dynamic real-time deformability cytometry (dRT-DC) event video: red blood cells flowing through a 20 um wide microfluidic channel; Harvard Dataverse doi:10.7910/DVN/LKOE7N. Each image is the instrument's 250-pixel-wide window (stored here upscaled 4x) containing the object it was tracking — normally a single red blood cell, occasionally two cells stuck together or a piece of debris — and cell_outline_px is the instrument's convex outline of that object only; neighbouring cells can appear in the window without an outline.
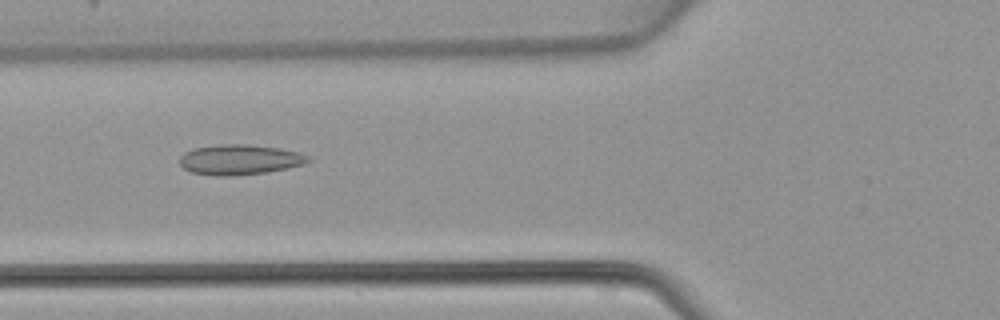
{"species": "common noctule bat (a hibernating species)", "species_latin": "Nyctalus noctula", "temperature_condition": "warm", "stored_images_in_passage": 41, "camera_frame_rate_fps": 3000, "um_per_image_px": 0.085, "animal": {"sex": "female", "body_mass_g": 22.7, "forearm_length_mm": 54.2}, "frame": {"image": 1, "passage_image": 14, "time_ms": 4.333, "image_size_px": [1000, 320], "cell_outline_px": [[312, 160], [304, 164], [268, 172], [236, 176], [216, 176], [192, 172], [184, 168], [180, 164], [180, 156], [184, 152], [192, 148], [224, 144], [244, 144], [280, 148], [300, 152], [308, 156]], "centroid_in_image_um": [20.38, 13.57], "position_along_channel_um": 105.4, "area_um2": 22.72}}
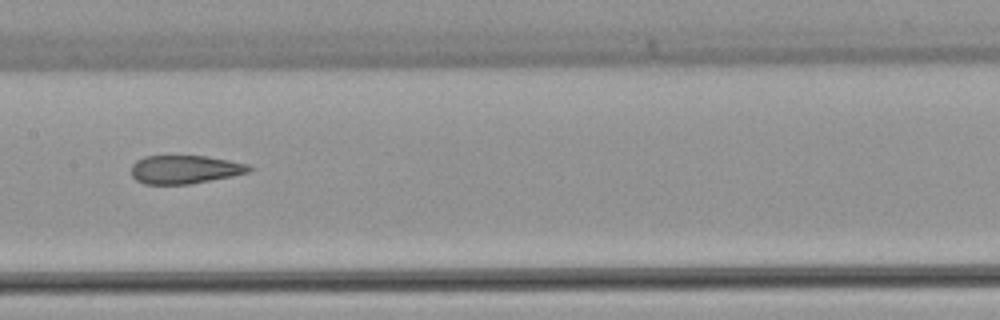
{"frame": {"image": 2, "passage_image": 20, "time_ms": 6.333, "image_size_px": [1000, 320], "cell_outline_px": [[256, 168], [248, 172], [232, 176], [188, 184], [144, 184], [136, 180], [132, 176], [132, 164], [136, 160], [144, 156], [204, 156], [228, 160], [248, 164]], "centroid_in_image_um": [15.71, 14.4], "position_along_channel_um": 191.7, "area_um2": 19.48}}
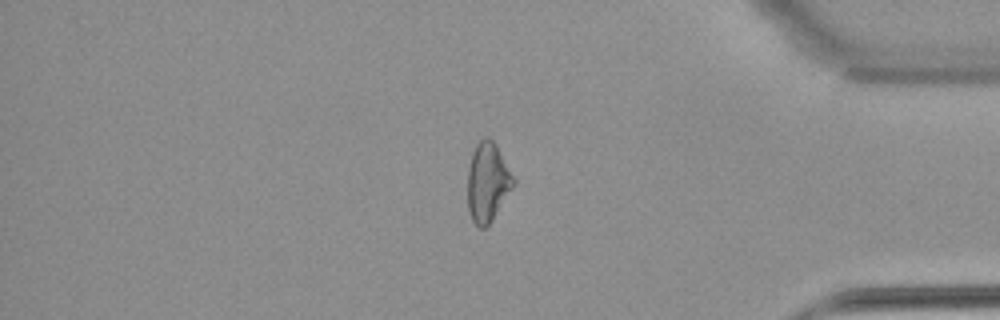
{"frame": {"image": 3, "passage_image": 36, "time_ms": 11.667, "image_size_px": [1000, 320], "cell_outline_px": [[516, 184], [492, 220], [484, 228], [480, 228], [472, 220], [468, 208], [468, 168], [472, 152], [476, 144], [484, 136], [488, 136], [496, 144], [516, 180]], "centroid_in_image_um": [41.46, 15.46], "position_along_channel_um": 393.7, "area_um2": 21.27}}